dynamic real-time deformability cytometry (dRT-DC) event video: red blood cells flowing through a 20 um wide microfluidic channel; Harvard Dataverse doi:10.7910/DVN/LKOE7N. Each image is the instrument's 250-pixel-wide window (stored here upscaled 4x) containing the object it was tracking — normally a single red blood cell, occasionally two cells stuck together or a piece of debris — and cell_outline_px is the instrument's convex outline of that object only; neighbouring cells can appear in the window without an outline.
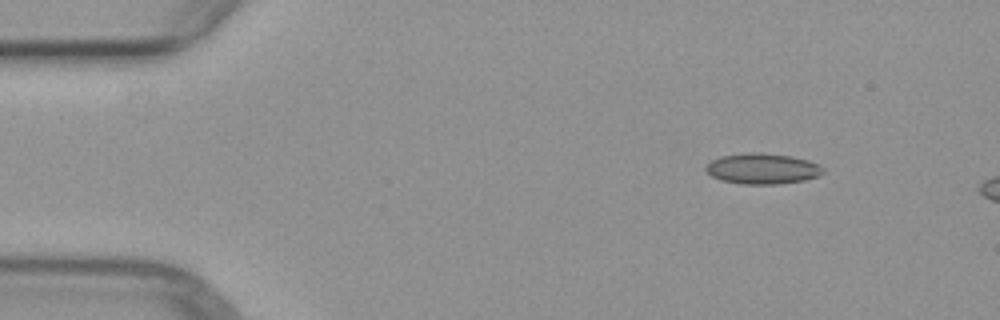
{"species": "common noctule bat (a hibernating species)", "species_latin": "Nyctalus noctula", "temperature_condition": "warm", "stored_images_in_passage": 3, "camera_frame_rate_fps": 3000, "um_per_image_px": 0.085, "animal": {"sex": "female", "body_mass_g": 29.2, "forearm_length_mm": 56.3}, "frame": {"image": 1, "passage_image": 1, "time_ms": 0.0, "image_size_px": [1000, 320], "cell_outline_px": [[824, 172], [820, 176], [804, 180], [776, 184], [740, 184], [720, 180], [712, 176], [704, 168], [712, 160], [720, 156], [752, 152], [756, 152], [792, 156], [808, 160], [820, 164], [824, 168]], "centroid_in_image_um": [64.83, 14.34], "position_along_channel_um": 20.2, "area_um2": 21.04}}